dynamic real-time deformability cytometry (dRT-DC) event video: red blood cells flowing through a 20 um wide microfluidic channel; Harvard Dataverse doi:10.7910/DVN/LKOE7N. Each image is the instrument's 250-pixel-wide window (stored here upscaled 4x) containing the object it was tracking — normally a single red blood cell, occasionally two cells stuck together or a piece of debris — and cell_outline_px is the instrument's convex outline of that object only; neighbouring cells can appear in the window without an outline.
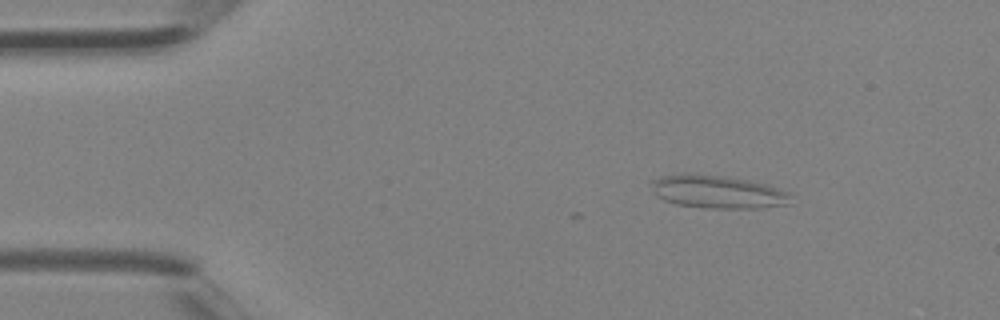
{"species": "Egyptian fruit bat (a non-hibernating species)", "species_latin": "Rousettus aegyptiacus", "temperature_condition": "room temperature", "stored_images_in_passage": 3, "camera_frame_rate_fps": 3000, "um_per_image_px": 0.085, "animal": {"sex": "female"}, "frame": {"image": 1, "passage_image": 1, "time_ms": 0.0, "image_size_px": [1000, 320], "cell_outline_px": [[792, 196], [788, 204], [760, 208], [704, 208], [676, 204], [664, 200], [656, 192], [648, 180], [660, 176], [680, 172], [692, 172], [724, 176], [748, 180], [768, 184], [788, 192]], "centroid_in_image_um": [60.98, 16.28], "position_along_channel_um": 24.0, "area_um2": 27.22}}